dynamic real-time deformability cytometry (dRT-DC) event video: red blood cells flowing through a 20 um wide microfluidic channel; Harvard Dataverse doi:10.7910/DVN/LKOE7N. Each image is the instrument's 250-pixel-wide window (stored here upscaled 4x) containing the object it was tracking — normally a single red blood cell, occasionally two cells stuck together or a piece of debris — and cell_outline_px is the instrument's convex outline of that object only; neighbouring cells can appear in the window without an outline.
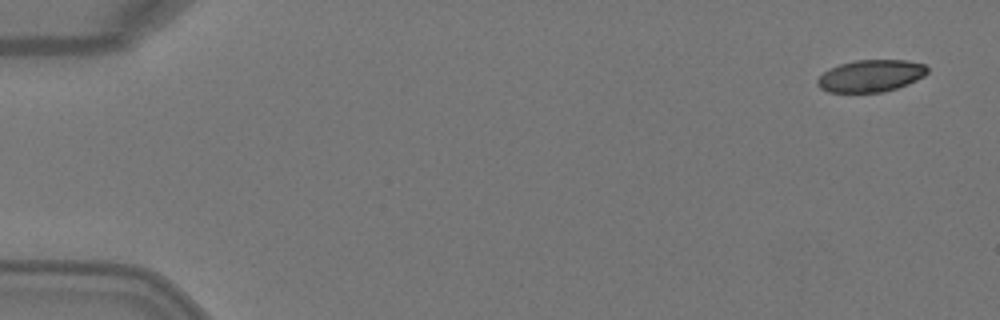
{"species": "Egyptian fruit bat (a non-hibernating species)", "species_latin": "Rousettus aegyptiacus", "temperature_condition": "warm", "stored_images_in_passage": 6, "camera_frame_rate_fps": 3000, "um_per_image_px": 0.085, "animal": {"sex": "female"}, "frame": {"image": 1, "passage_image": 1, "time_ms": 0.0, "image_size_px": [1000, 320], "cell_outline_px": [[928, 72], [924, 76], [908, 84], [884, 92], [828, 92], [820, 88], [816, 84], [816, 80], [828, 68], [840, 64], [856, 60], [908, 60], [924, 64], [928, 68]], "centroid_in_image_um": [74.01, 6.44], "position_along_channel_um": 11.0, "area_um2": 20.63}}
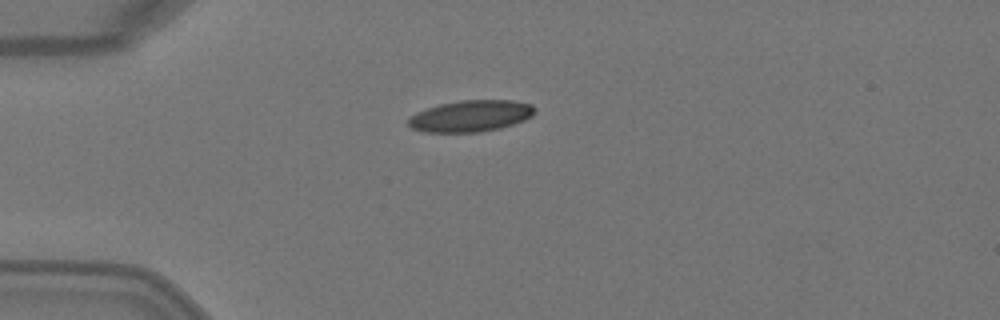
{"frame": {"image": 2, "passage_image": 3, "time_ms": 0.667, "image_size_px": [1000, 320], "cell_outline_px": [[536, 112], [532, 116], [524, 120], [500, 128], [480, 132], [424, 132], [412, 128], [408, 124], [408, 120], [416, 112], [440, 104], [460, 100], [512, 100], [532, 104], [536, 108]], "centroid_in_image_um": [40.04, 9.85], "position_along_channel_um": 45.0, "area_um2": 23.18}}
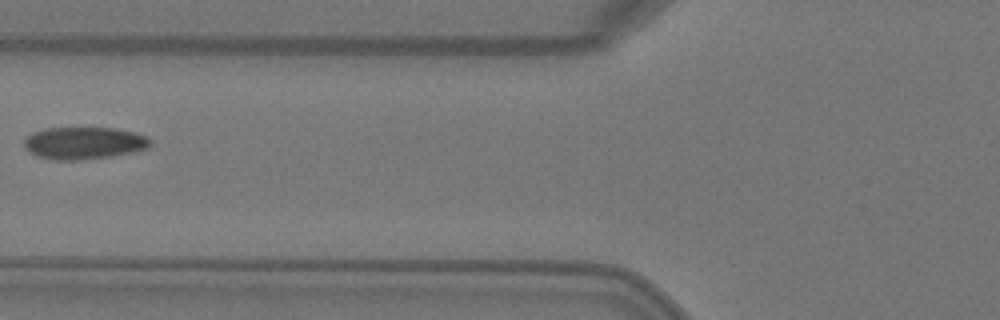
{"frame": {"image": 3, "passage_image": 5, "time_ms": 1.333, "image_size_px": [1000, 320], "cell_outline_px": [[152, 144], [148, 148], [132, 152], [112, 156], [76, 160], [56, 160], [40, 156], [32, 152], [24, 144], [24, 140], [32, 132], [44, 128], [116, 128], [136, 132], [148, 136], [152, 140]], "centroid_in_image_um": [7.21, 12.14], "position_along_channel_um": 118.6, "area_um2": 23.64}}